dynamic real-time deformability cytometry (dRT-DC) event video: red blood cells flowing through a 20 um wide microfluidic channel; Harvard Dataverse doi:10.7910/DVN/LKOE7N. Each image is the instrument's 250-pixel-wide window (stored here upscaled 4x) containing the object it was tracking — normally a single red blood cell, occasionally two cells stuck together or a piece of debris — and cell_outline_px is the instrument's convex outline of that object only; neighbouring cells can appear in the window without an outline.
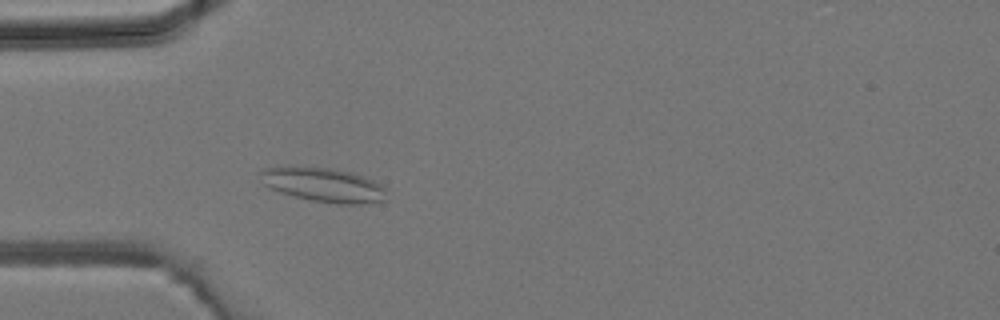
{"species": "common noctule bat (a hibernating species)", "species_latin": "Nyctalus noctula", "temperature_condition": "room temperature", "stored_images_in_passage": 40, "camera_frame_rate_fps": 3000, "um_per_image_px": 0.085, "animal": {"sex": "male", "body_mass_g": 19.2, "forearm_length_mm": 51.8}, "frame": {"image": 1, "passage_image": 10, "time_ms": 3.0, "image_size_px": [1000, 320], "cell_outline_px": [[388, 200], [368, 204], [336, 204], [312, 200], [280, 192], [264, 184], [260, 172], [260, 168], [288, 164], [292, 164], [332, 168], [352, 172], [364, 176], [380, 184], [384, 188]], "centroid_in_image_um": [27.49, 15.67], "position_along_channel_um": 57.5, "area_um2": 25.84}}
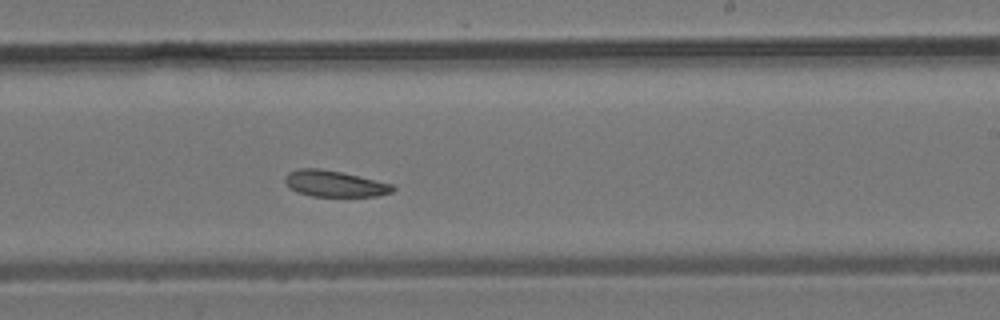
{"frame": {"image": 2, "passage_image": 23, "time_ms": 7.333, "image_size_px": [1000, 320], "cell_outline_px": [[396, 188], [392, 192], [376, 196], [312, 196], [296, 192], [288, 188], [284, 180], [284, 176], [288, 172], [296, 168], [320, 168], [340, 172], [392, 184]], "centroid_in_image_um": [28.36, 15.61], "position_along_channel_um": 260.6, "area_um2": 16.47}}
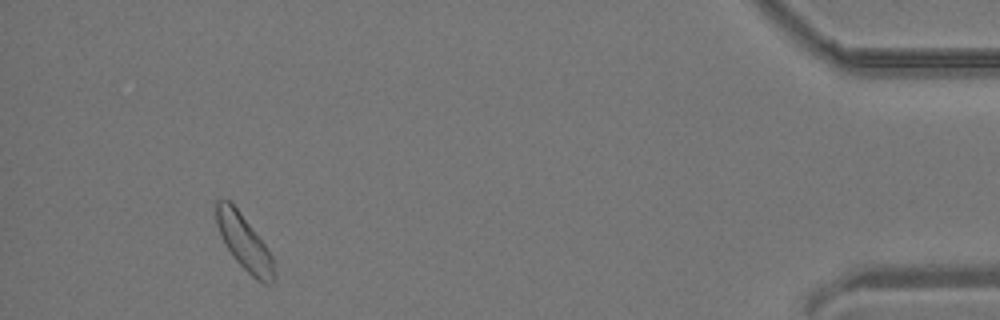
{"frame": {"image": 3, "passage_image": 37, "time_ms": 12.0, "image_size_px": [1000, 320], "cell_outline_px": [[272, 280], [268, 284], [264, 284], [256, 280], [232, 256], [216, 224], [216, 200], [228, 200], [240, 212], [264, 244], [272, 256]], "centroid_in_image_um": [20.72, 20.58], "position_along_channel_um": 414.5, "area_um2": 17.69}}